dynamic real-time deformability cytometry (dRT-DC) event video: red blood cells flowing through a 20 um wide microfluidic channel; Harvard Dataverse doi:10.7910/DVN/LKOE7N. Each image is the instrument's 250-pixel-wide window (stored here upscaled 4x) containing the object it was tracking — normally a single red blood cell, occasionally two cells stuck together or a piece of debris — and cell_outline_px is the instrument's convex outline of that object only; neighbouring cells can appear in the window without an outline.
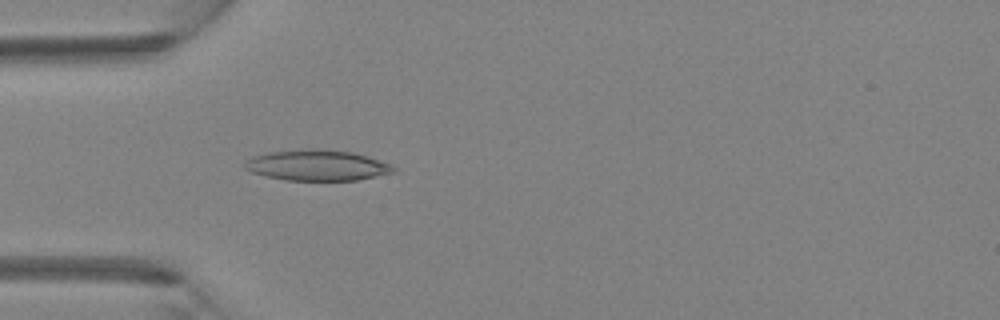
{"species": "Egyptian fruit bat (a non-hibernating species)", "species_latin": "Rousettus aegyptiacus", "temperature_condition": "room temperature", "stored_images_in_passage": 3, "camera_frame_rate_fps": 3000, "um_per_image_px": 0.085, "animal": {"sex": "female"}, "frame": {"image": 1, "passage_image": 3, "time_ms": 0.667, "image_size_px": [1000, 320], "cell_outline_px": [[396, 172], [356, 180], [284, 180], [264, 176], [252, 172], [244, 168], [244, 160], [252, 156], [268, 152], [304, 148], [320, 148], [352, 152], [368, 156], [392, 164], [396, 168]], "centroid_in_image_um": [26.94, 14.03], "position_along_channel_um": 58.1, "area_um2": 27.05}}